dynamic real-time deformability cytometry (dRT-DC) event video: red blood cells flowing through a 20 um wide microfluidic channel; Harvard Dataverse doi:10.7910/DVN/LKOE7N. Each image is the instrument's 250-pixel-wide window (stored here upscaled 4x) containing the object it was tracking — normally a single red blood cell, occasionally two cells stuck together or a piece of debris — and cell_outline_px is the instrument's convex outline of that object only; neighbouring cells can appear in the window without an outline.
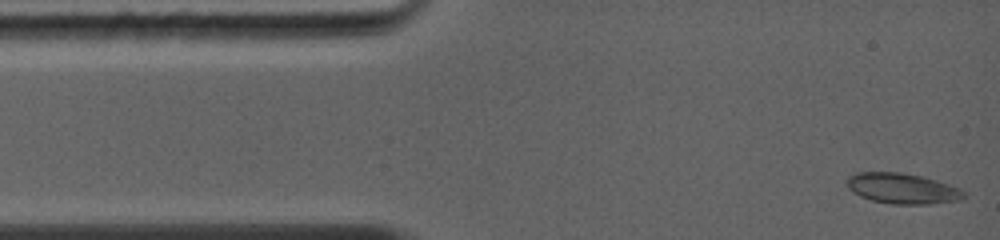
{"species": "common noctule bat (a hibernating species)", "species_latin": "Nyctalus noctula", "temperature_condition": "warm", "stored_images_in_passage": 9, "camera_frame_rate_fps": 5000, "um_per_image_px": 0.085, "animal": {"sex": "female", "body_mass_g": 19.0, "forearm_length_mm": 56.7}, "frame": {"image": 1, "passage_image": 1, "time_ms": 0.0, "image_size_px": [1000, 240], "cell_outline_px": [[964, 196], [960, 200], [928, 204], [892, 204], [872, 200], [860, 196], [852, 192], [844, 184], [844, 180], [848, 176], [856, 172], [900, 172], [920, 176], [936, 180], [960, 188], [964, 192]], "centroid_in_image_um": [76.63, 16.01], "position_along_channel_um": 8.4, "area_um2": 20.92}}
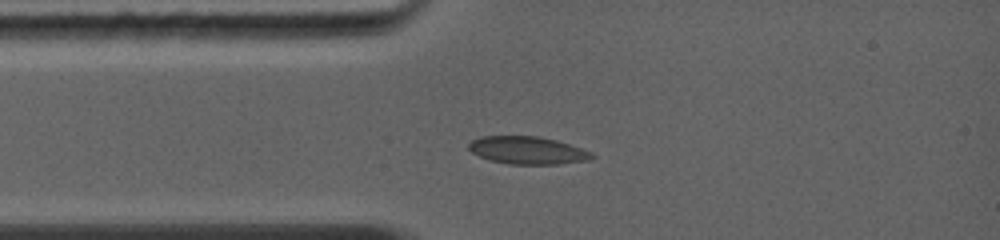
{"frame": {"image": 2, "passage_image": 6, "time_ms": 2.2, "image_size_px": [1000, 240], "cell_outline_px": [[596, 156], [588, 160], [556, 164], [508, 164], [488, 160], [472, 152], [468, 148], [468, 144], [472, 140], [480, 136], [536, 136], [556, 140], [592, 152]], "centroid_in_image_um": [44.81, 12.78], "position_along_channel_um": 40.2, "area_um2": 19.77}}
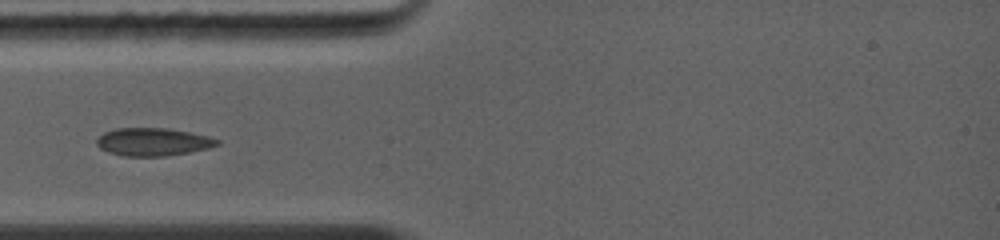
{"frame": {"image": 3, "passage_image": 8, "time_ms": 3.0, "image_size_px": [1000, 240], "cell_outline_px": [[220, 144], [208, 148], [192, 152], [164, 156], [120, 156], [108, 152], [100, 148], [96, 144], [96, 140], [104, 132], [116, 128], [168, 128], [208, 136], [220, 140]], "centroid_in_image_um": [13.0, 12.06], "position_along_channel_um": 72.0, "area_um2": 19.65}}